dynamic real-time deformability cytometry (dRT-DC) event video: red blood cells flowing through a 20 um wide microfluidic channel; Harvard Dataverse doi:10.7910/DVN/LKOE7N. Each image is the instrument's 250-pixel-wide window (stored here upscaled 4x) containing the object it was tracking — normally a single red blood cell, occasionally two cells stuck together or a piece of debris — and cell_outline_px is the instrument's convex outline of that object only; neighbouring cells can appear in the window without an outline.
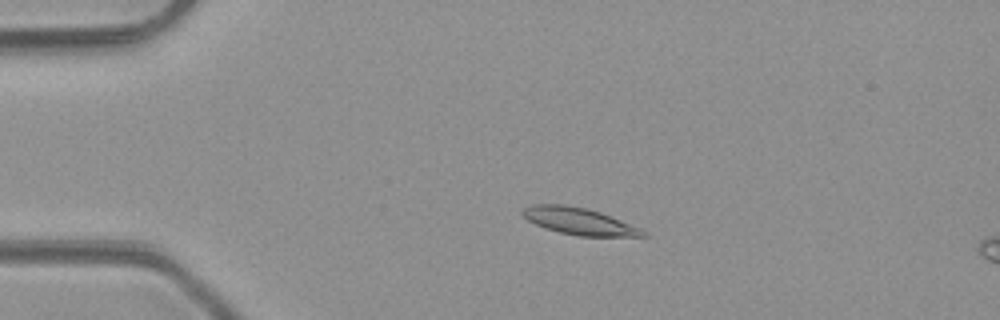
{"species": "common noctule bat (a hibernating species)", "species_latin": "Nyctalus noctula", "temperature_condition": "room temperature", "stored_images_in_passage": 5, "camera_frame_rate_fps": 3000, "um_per_image_px": 0.085, "animal": {"sex": "male", "body_mass_g": 23.1, "forearm_length_mm": 52.7}, "frame": {"image": 1, "passage_image": 3, "time_ms": 2.333, "image_size_px": [1000, 320], "cell_outline_px": [[648, 236], [576, 236], [544, 228], [528, 220], [520, 212], [524, 208], [532, 204], [564, 204], [588, 208], [600, 212], [640, 228], [648, 232]], "centroid_in_image_um": [49.21, 18.8], "position_along_channel_um": 35.8, "area_um2": 18.84}}